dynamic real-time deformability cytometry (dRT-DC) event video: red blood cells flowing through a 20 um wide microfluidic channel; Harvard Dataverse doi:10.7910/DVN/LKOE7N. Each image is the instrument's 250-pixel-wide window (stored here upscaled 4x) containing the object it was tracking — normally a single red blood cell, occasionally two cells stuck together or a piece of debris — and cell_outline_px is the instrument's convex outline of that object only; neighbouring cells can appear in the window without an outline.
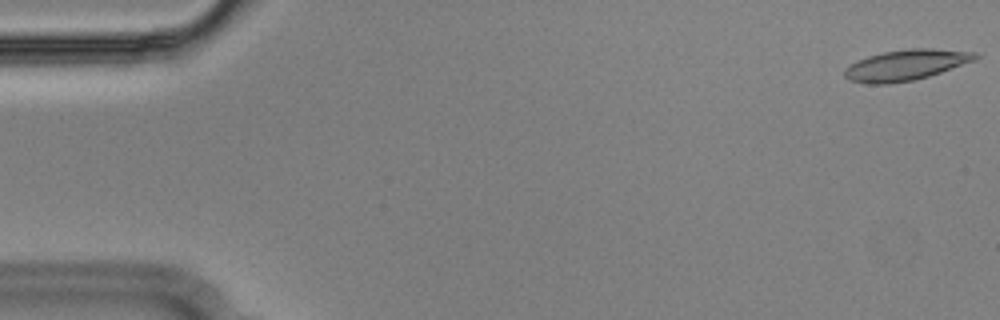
{"species": "Egyptian fruit bat (a non-hibernating species)", "species_latin": "Rousettus aegyptiacus", "temperature_condition": "cold", "stored_images_in_passage": 53, "camera_frame_rate_fps": 3000, "um_per_image_px": 0.085, "animal": {"sex": "male"}, "frame": {"image": 1, "passage_image": 1, "time_ms": 0.0, "image_size_px": [1000, 320], "cell_outline_px": [[980, 56], [976, 60], [928, 76], [912, 80], [888, 84], [868, 84], [848, 80], [844, 76], [844, 68], [856, 60], [868, 56], [884, 52], [908, 48], [932, 48], [976, 52]], "centroid_in_image_um": [76.98, 5.52], "position_along_channel_um": 8.0, "area_um2": 23.47}}
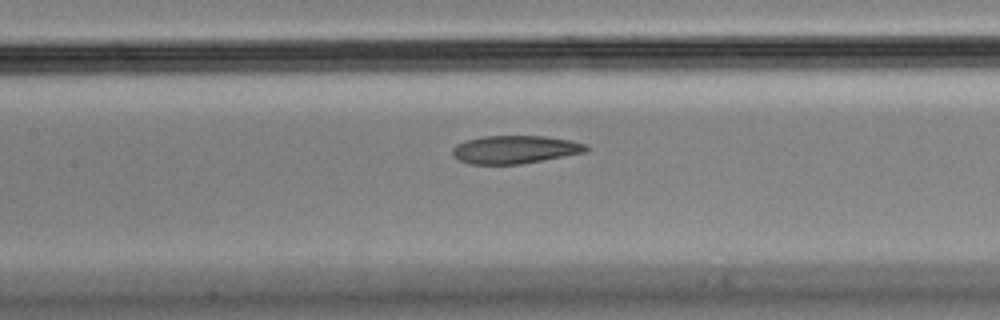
{"frame": {"image": 2, "passage_image": 25, "time_ms": 8.0, "image_size_px": [1000, 320], "cell_outline_px": [[592, 148], [588, 152], [520, 164], [472, 164], [460, 160], [452, 156], [452, 148], [456, 144], [464, 140], [484, 136], [544, 136], [572, 140], [588, 144]], "centroid_in_image_um": [43.82, 12.7], "position_along_channel_um": 163.6, "area_um2": 22.14}}
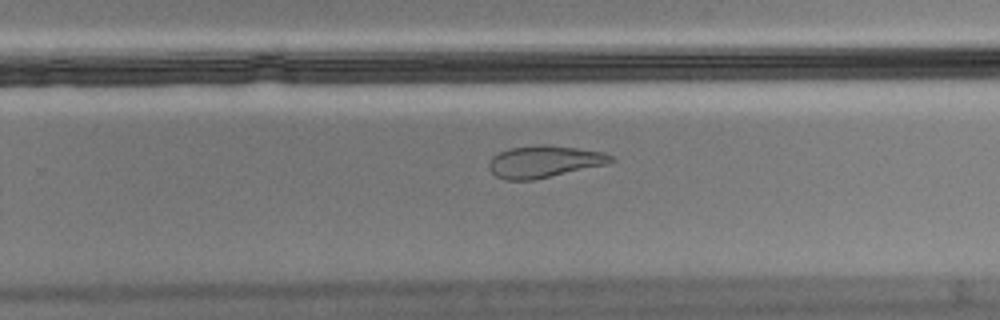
{"frame": {"image": 3, "passage_image": 35, "time_ms": 11.333, "image_size_px": [1000, 320], "cell_outline_px": [[616, 160], [608, 164], [532, 180], [504, 180], [496, 176], [488, 168], [488, 164], [492, 156], [508, 148], [540, 144], [548, 144], [604, 152], [612, 156]], "centroid_in_image_um": [46.25, 13.73], "position_along_channel_um": 283.6, "area_um2": 22.83}}